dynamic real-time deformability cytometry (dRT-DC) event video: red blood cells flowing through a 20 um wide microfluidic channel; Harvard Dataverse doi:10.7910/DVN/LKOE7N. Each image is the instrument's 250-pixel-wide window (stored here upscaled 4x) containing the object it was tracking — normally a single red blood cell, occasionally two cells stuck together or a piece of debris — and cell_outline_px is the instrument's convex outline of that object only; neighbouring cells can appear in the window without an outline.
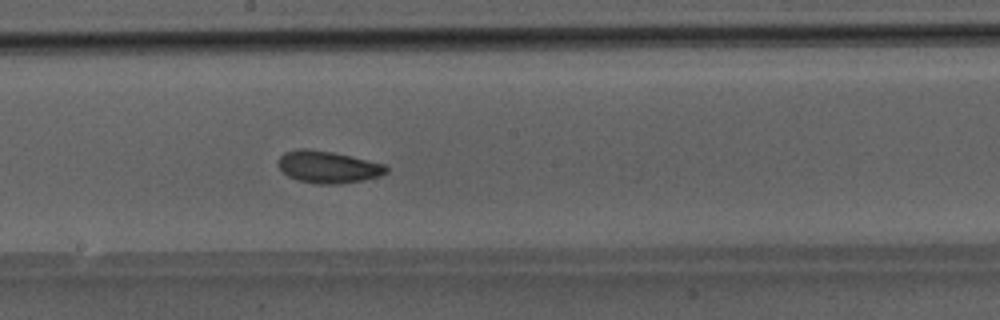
{"species": "Egyptian fruit bat (a non-hibernating species)", "species_latin": "Rousettus aegyptiacus", "temperature_condition": "room temperature", "stored_images_in_passage": 38, "camera_frame_rate_fps": 3000, "um_per_image_px": 0.085, "animal": {"sex": "male"}, "frame": {"image": 1, "passage_image": 27, "time_ms": 8.667, "image_size_px": [1000, 320], "cell_outline_px": [[388, 172], [380, 176], [364, 180], [340, 184], [316, 184], [296, 180], [288, 176], [276, 164], [280, 156], [284, 152], [300, 148], [308, 148], [332, 152], [352, 156], [384, 164], [388, 168]], "centroid_in_image_um": [27.87, 14.19], "position_along_channel_um": 220.3, "area_um2": 20.4}}